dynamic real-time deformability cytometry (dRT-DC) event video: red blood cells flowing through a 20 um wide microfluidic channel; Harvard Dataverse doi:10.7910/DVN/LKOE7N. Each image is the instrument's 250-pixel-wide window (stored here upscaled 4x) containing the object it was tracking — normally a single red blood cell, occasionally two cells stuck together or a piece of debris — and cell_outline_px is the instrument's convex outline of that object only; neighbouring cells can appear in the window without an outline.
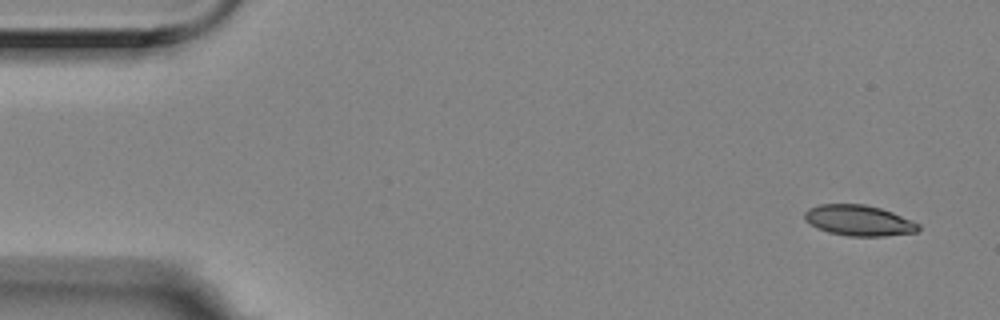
{"species": "Egyptian fruit bat (a non-hibernating species)", "species_latin": "Rousettus aegyptiacus", "temperature_condition": "room temperature", "stored_images_in_passage": 2, "segment_of_instrument_passage": [2, 2], "camera_frame_rate_fps": 3000, "um_per_image_px": 0.085, "animal": {"sex": "female"}, "frame": {"image": 1, "passage_image": 2, "time_ms": 0.333, "image_size_px": [1000, 320], "cell_outline_px": [[920, 228], [916, 232], [884, 236], [848, 236], [828, 232], [804, 220], [804, 212], [808, 208], [820, 204], [864, 204], [880, 208], [892, 212], [912, 220], [920, 224]], "centroid_in_image_um": [73.01, 18.73], "position_along_channel_um": 12.0, "area_um2": 20.29}}